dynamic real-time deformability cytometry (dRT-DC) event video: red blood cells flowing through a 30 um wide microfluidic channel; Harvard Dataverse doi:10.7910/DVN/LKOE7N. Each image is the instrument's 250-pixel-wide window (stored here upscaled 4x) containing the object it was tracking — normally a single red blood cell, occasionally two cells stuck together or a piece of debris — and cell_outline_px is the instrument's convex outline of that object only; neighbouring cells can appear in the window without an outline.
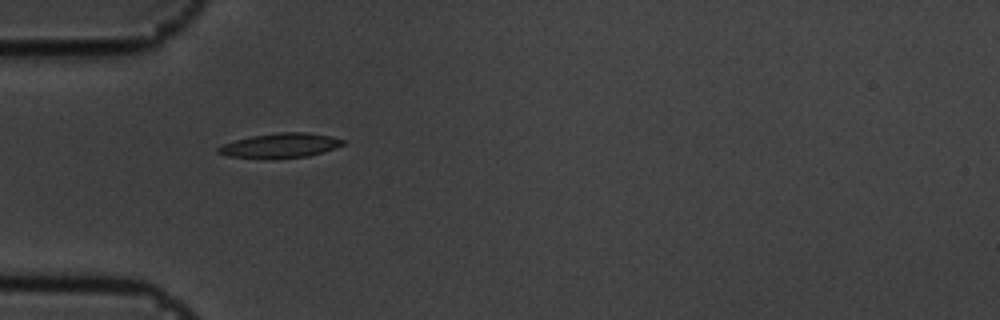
{"species": "common noctule bat (a hibernating species)", "species_latin": "Nyctalus noctula", "temperature_condition": "cold", "stored_images_in_passage": 40, "camera_frame_rate_fps": 3000, "um_per_image_px": 0.085, "animal": {"sex": "male", "body_mass_g": 19.5, "forearm_length_mm": 54.6}, "frame": {"image": 1, "passage_image": 1, "time_ms": 0.0, "image_size_px": [1000, 320], "cell_outline_px": [[348, 140], [344, 144], [336, 148], [324, 152], [308, 156], [272, 160], [264, 160], [228, 156], [216, 152], [216, 148], [224, 144], [236, 140], [252, 136], [280, 132], [308, 132], [332, 136]], "centroid_in_image_um": [23.86, 12.39], "position_along_channel_um": 61.1, "area_um2": 18.44}}
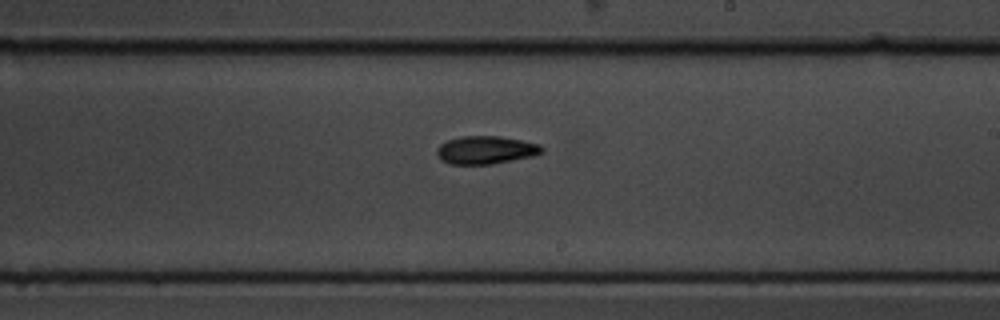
{"frame": {"image": 2, "passage_image": 17, "time_ms": 5.333, "image_size_px": [1000, 320], "cell_outline_px": [[544, 152], [536, 156], [492, 164], [448, 164], [440, 160], [436, 152], [436, 148], [440, 144], [448, 140], [460, 136], [500, 136], [540, 144], [544, 148]], "centroid_in_image_um": [41.3, 12.75], "position_along_channel_um": 247.7, "area_um2": 17.4}}
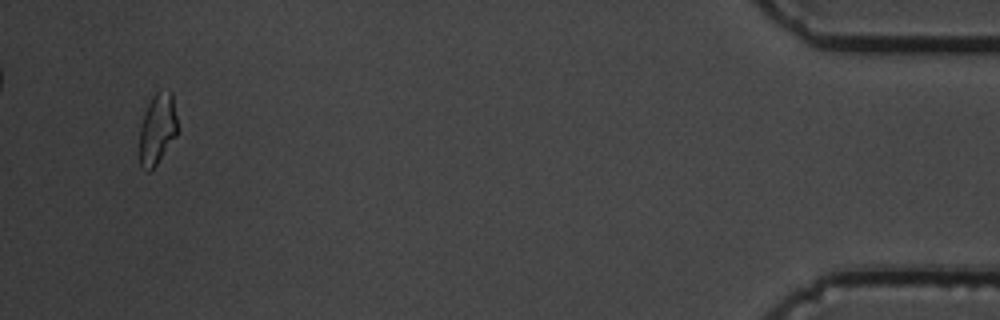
{"frame": {"image": 3, "passage_image": 38, "time_ms": 12.333, "image_size_px": [1000, 320], "cell_outline_px": [[176, 136], [156, 164], [148, 172], [140, 164], [140, 124], [144, 112], [152, 96], [160, 88], [172, 92], [176, 116]], "centroid_in_image_um": [13.36, 10.9], "position_along_channel_um": 421.8, "area_um2": 15.55}, "authors_computed_cell_mechanics": {"area_um2": 16.6175, "velocity_mm_per_s": 3.5606, "shape_relaxation_time_tau1_ms": 5.0869, "shape_relaxation_time_tau2_ms": null, "deformation_change_tau1": 0.1289, "deformation_change_tau2": null}}